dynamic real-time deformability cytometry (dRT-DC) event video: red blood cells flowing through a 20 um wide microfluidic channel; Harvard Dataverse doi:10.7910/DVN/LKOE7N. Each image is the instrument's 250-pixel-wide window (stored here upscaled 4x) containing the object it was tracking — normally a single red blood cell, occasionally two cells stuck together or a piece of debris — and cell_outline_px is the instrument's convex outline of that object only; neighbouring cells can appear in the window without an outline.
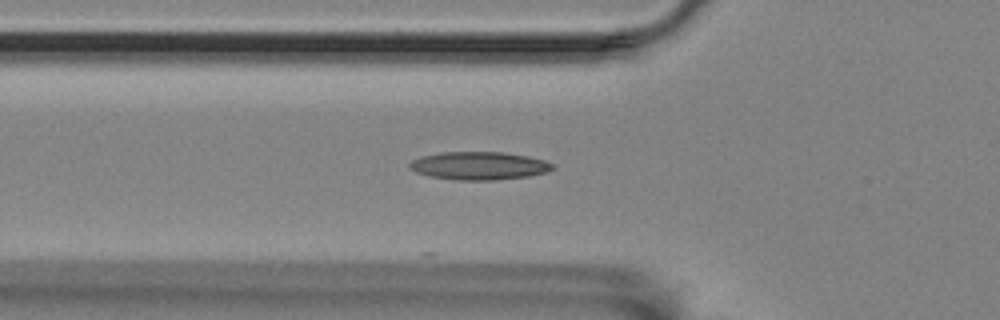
{"species": "Egyptian fruit bat (a non-hibernating species)", "species_latin": "Rousettus aegyptiacus", "temperature_condition": "room temperature", "stored_images_in_passage": 9, "camera_frame_rate_fps": 3000, "um_per_image_px": 0.085, "animal": {"sex": "female"}, "frame": {"image": 1, "passage_image": 2, "time_ms": 0.333, "image_size_px": [1000, 320], "cell_outline_px": [[556, 168], [548, 172], [528, 176], [496, 180], [456, 180], [428, 176], [416, 172], [408, 168], [408, 164], [412, 160], [420, 156], [440, 152], [500, 152], [528, 156], [544, 160], [552, 164]], "centroid_in_image_um": [40.69, 14.09], "position_along_channel_um": 85.1, "area_um2": 23.52}}
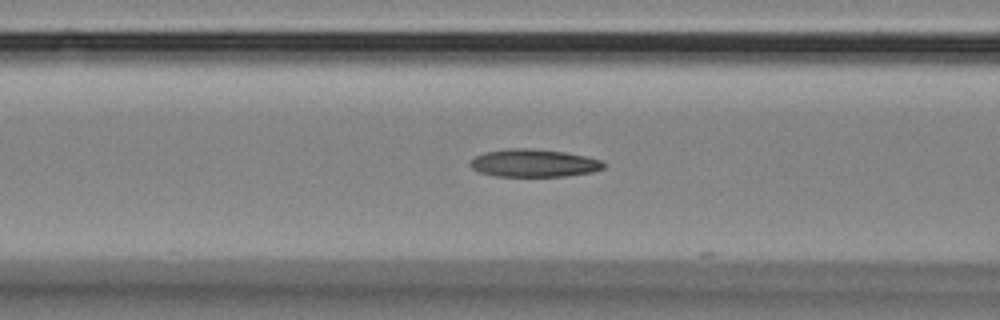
{"frame": {"image": 2, "passage_image": 5, "time_ms": 1.333, "image_size_px": [1000, 320], "cell_outline_px": [[604, 168], [592, 172], [568, 176], [496, 176], [480, 172], [472, 168], [468, 164], [476, 156], [484, 152], [508, 148], [524, 148], [564, 152], [584, 156], [600, 160], [604, 164]], "centroid_in_image_um": [45.35, 13.87], "position_along_channel_um": 121.2, "area_um2": 21.39}}
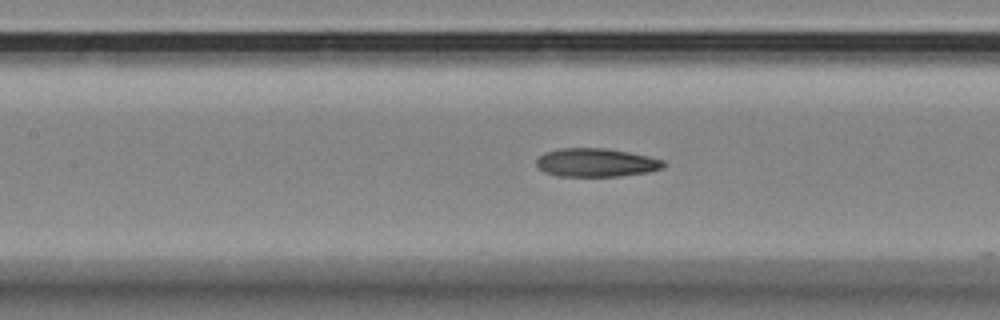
{"frame": {"image": 3, "passage_image": 8, "time_ms": 2.333, "image_size_px": [1000, 320], "cell_outline_px": [[664, 168], [648, 172], [620, 176], [556, 176], [544, 172], [536, 164], [536, 160], [544, 152], [560, 148], [604, 148], [628, 152], [648, 156], [664, 160]], "centroid_in_image_um": [50.66, 13.82], "position_along_channel_um": 156.7, "area_um2": 21.1}}